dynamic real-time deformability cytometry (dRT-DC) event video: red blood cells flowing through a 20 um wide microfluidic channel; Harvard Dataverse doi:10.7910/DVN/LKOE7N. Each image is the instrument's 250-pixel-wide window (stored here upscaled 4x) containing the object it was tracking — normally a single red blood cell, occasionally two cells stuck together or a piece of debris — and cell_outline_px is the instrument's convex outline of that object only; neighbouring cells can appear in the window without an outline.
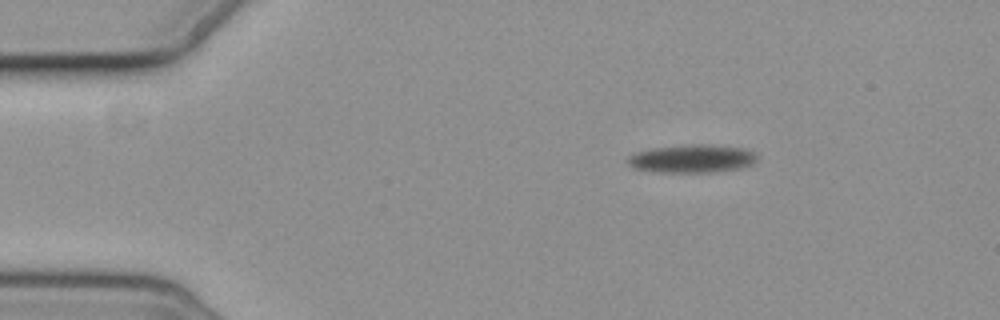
{"species": "common noctule bat (a hibernating species)", "species_latin": "Nyctalus noctula", "temperature_condition": "cold", "stored_images_in_passage": 6, "camera_frame_rate_fps": 3000, "um_per_image_px": 0.085, "animal": {"sex": "female", "body_mass_g": 19.3, "forearm_length_mm": 54.1}, "frame": {"image": 1, "passage_image": 1, "time_ms": 0.0, "image_size_px": [1000, 320], "cell_outline_px": [[760, 156], [752, 164], [740, 168], [716, 172], [660, 172], [632, 168], [628, 164], [628, 156], [636, 152], [652, 148], [692, 144], [708, 144], [744, 148], [756, 152]], "centroid_in_image_um": [58.87, 13.48], "position_along_channel_um": 26.1, "area_um2": 21.39}}
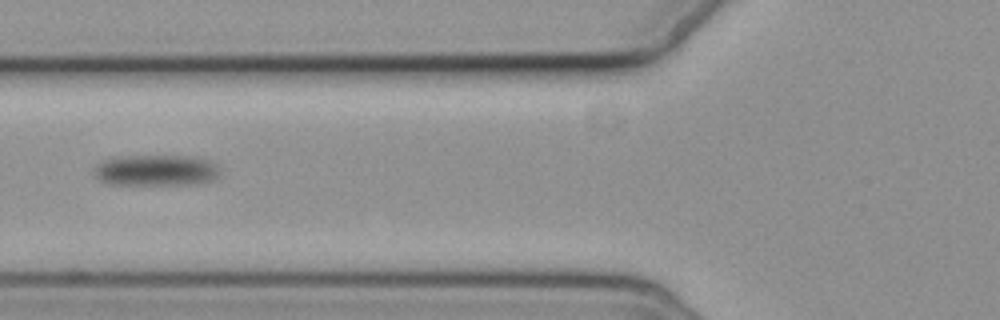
{"frame": {"image": 2, "passage_image": 5, "time_ms": 4.667, "image_size_px": [1000, 320], "cell_outline_px": [[220, 176], [212, 180], [192, 184], [104, 184], [92, 176], [92, 172], [96, 164], [100, 160], [112, 156], [196, 156], [212, 160], [220, 168]], "centroid_in_image_um": [13.21, 14.46], "position_along_channel_um": 112.6, "area_um2": 23.52}}
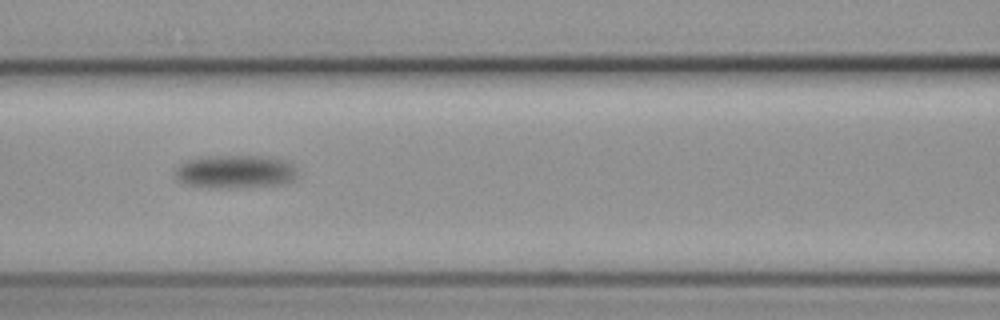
{"frame": {"image": 3, "passage_image": 6, "time_ms": 5.667, "image_size_px": [1000, 320], "cell_outline_px": [[296, 180], [280, 184], [228, 188], [208, 188], [188, 184], [180, 180], [176, 176], [176, 168], [180, 164], [192, 160], [208, 156], [268, 156], [288, 160], [292, 164], [296, 172]], "centroid_in_image_um": [20.06, 14.59], "position_along_channel_um": 146.5, "area_um2": 23.52}}